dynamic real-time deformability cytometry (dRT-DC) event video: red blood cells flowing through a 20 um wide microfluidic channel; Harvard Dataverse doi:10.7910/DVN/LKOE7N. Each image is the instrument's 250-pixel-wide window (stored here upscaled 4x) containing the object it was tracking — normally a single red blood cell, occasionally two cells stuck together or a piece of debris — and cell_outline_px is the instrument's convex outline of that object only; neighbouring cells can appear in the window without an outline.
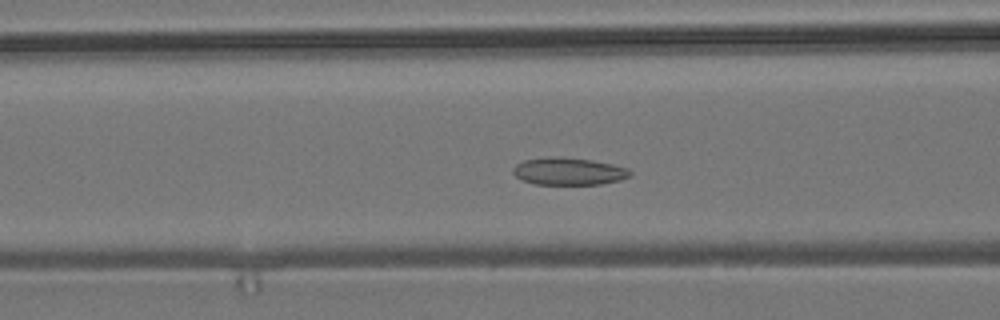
{"species": "common noctule bat (a hibernating species)", "species_latin": "Nyctalus noctula", "temperature_condition": "room temperature", "stored_images_in_passage": 39, "camera_frame_rate_fps": 3000, "um_per_image_px": 0.085, "animal": {"sex": "male", "body_mass_g": 19.2, "forearm_length_mm": 51.8}, "frame": {"image": 1, "passage_image": 5, "time_ms": 1.333, "image_size_px": [1000, 320], "cell_outline_px": [[632, 176], [620, 180], [600, 184], [536, 184], [524, 180], [516, 176], [512, 172], [512, 168], [516, 164], [524, 160], [552, 156], [560, 156], [592, 160], [612, 164], [628, 168], [632, 172]], "centroid_in_image_um": [48.36, 14.55], "position_along_channel_um": 118.2, "area_um2": 18.73}}
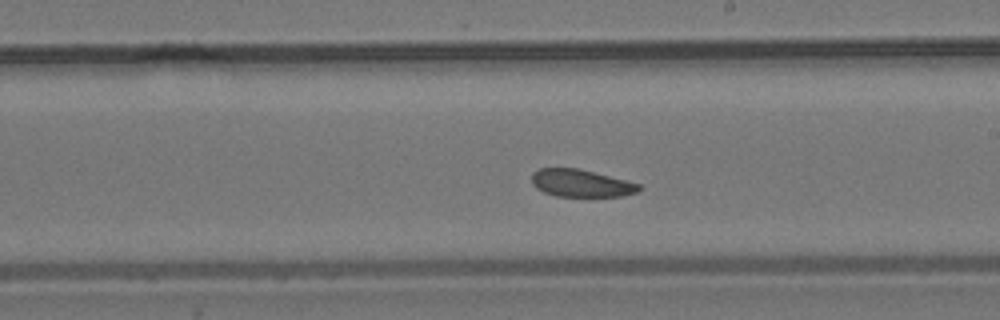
{"frame": {"image": 2, "passage_image": 15, "time_ms": 4.667, "image_size_px": [1000, 320], "cell_outline_px": [[640, 192], [620, 196], [556, 196], [544, 192], [536, 188], [532, 184], [532, 172], [540, 168], [580, 168], [640, 184]], "centroid_in_image_um": [49.37, 15.57], "position_along_channel_um": 239.6, "area_um2": 17.17}}
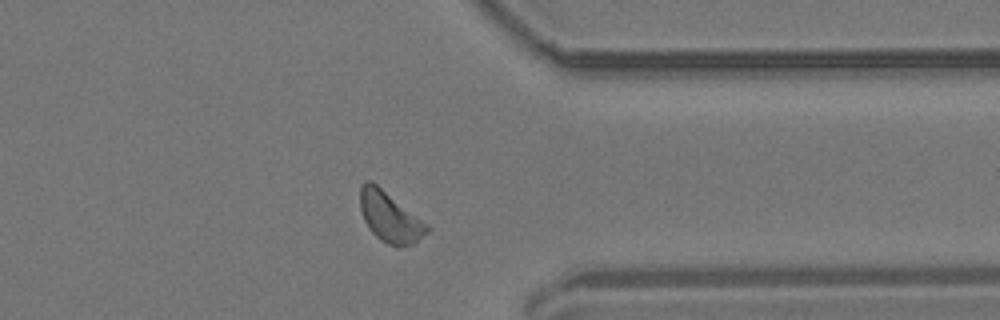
{"frame": {"image": 3, "passage_image": 27, "time_ms": 8.667, "image_size_px": [1000, 320], "cell_outline_px": [[432, 228], [428, 232], [412, 244], [388, 244], [380, 240], [368, 228], [364, 220], [360, 208], [360, 188], [364, 180], [372, 180], [428, 224]], "centroid_in_image_um": [33.12, 18.4], "position_along_channel_um": 378.3, "area_um2": 19.42}, "authors_computed_cell_mechanics": {"area_um2": 18.6116, "velocity_mm_per_s": 3.6458, "shape_relaxation_time_tau1_ms": 3.6731, "shape_relaxation_time_tau2_ms": 11.3804, "deformation_change_tau1": 0.0538, "deformation_change_tau2": 0.1582}}